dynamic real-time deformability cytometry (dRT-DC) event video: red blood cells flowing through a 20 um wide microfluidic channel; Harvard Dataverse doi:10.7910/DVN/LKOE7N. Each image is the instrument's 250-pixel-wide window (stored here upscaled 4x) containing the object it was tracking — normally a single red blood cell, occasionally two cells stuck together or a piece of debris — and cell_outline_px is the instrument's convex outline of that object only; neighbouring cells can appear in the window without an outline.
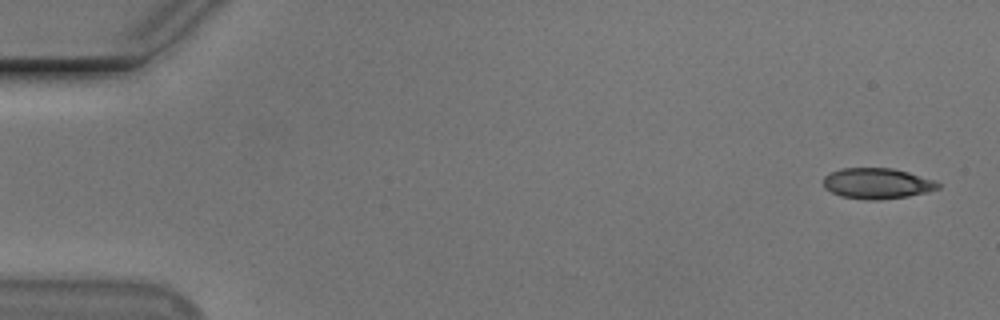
{"species": "Egyptian fruit bat (a non-hibernating species)", "species_latin": "Rousettus aegyptiacus", "temperature_condition": "cold", "stored_images_in_passage": 54, "camera_frame_rate_fps": 3000, "um_per_image_px": 0.085, "animal": {"sex": "male"}, "frame": {"image": 1, "passage_image": 2, "time_ms": 0.333, "image_size_px": [1000, 320], "cell_outline_px": [[940, 188], [928, 192], [908, 196], [876, 200], [868, 200], [840, 196], [824, 188], [824, 176], [840, 168], [892, 168], [908, 172], [932, 180], [940, 184]], "centroid_in_image_um": [74.54, 15.59], "position_along_channel_um": 10.5, "area_um2": 20.4}}
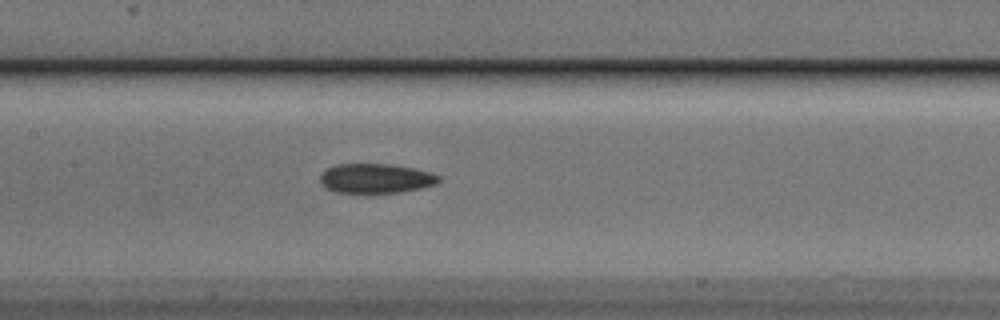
{"frame": {"image": 2, "passage_image": 26, "time_ms": 8.333, "image_size_px": [1000, 320], "cell_outline_px": [[440, 180], [436, 184], [420, 188], [400, 192], [336, 192], [324, 188], [320, 184], [320, 176], [328, 168], [336, 164], [392, 164], [412, 168], [428, 172], [440, 176]], "centroid_in_image_um": [31.91, 15.16], "position_along_channel_um": 175.5, "area_um2": 20.23}}
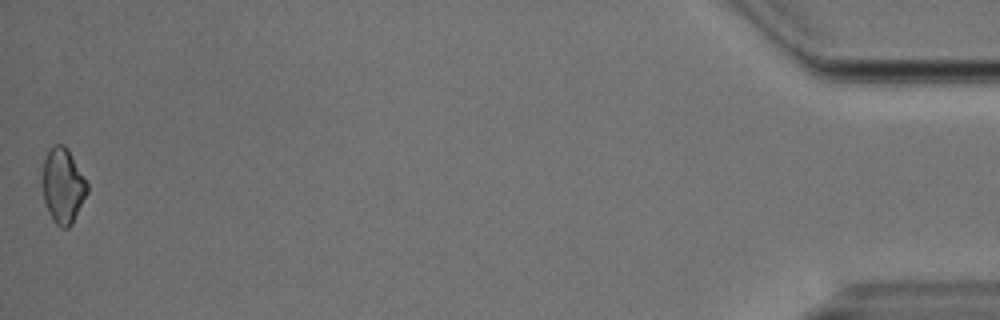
{"frame": {"image": 3, "passage_image": 54, "time_ms": 17.667, "image_size_px": [1000, 320], "cell_outline_px": [[88, 192], [72, 224], [68, 228], [60, 228], [52, 220], [48, 212], [44, 200], [44, 160], [48, 152], [56, 144], [64, 144], [68, 148], [88, 184]], "centroid_in_image_um": [5.38, 15.82], "position_along_channel_um": 429.8, "area_um2": 19.31}}